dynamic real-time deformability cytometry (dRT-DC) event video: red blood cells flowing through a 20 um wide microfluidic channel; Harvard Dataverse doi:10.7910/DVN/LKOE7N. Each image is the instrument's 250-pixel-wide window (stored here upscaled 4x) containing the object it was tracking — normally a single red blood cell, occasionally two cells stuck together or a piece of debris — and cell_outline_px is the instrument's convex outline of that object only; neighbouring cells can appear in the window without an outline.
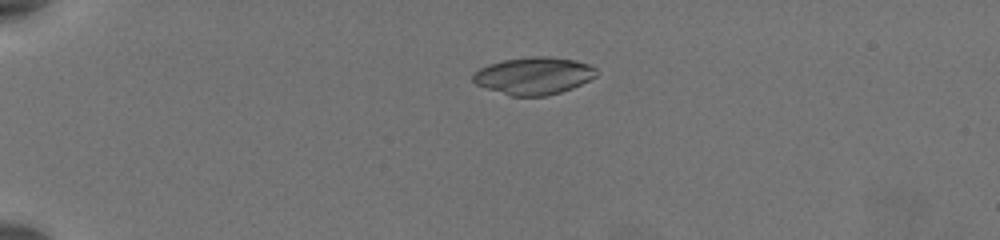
{"species": "common noctule bat (a hibernating species)", "species_latin": "Nyctalus noctula", "temperature_condition": "warm", "stored_images_in_passage": 54, "camera_frame_rate_fps": 3000, "um_per_image_px": 0.085, "animal": {"sex": "female", "body_mass_g": 19.5, "forearm_length_mm": 54.1}, "frame": {"image": 1, "passage_image": 13, "time_ms": 4.0, "image_size_px": [1000, 240], "cell_outline_px": [[596, 76], [572, 88], [560, 92], [544, 96], [512, 96], [476, 84], [472, 80], [472, 76], [480, 68], [488, 64], [504, 60], [532, 56], [548, 56], [576, 60], [588, 64], [596, 68]], "centroid_in_image_um": [45.37, 6.43], "position_along_channel_um": 39.6, "area_um2": 26.59}}
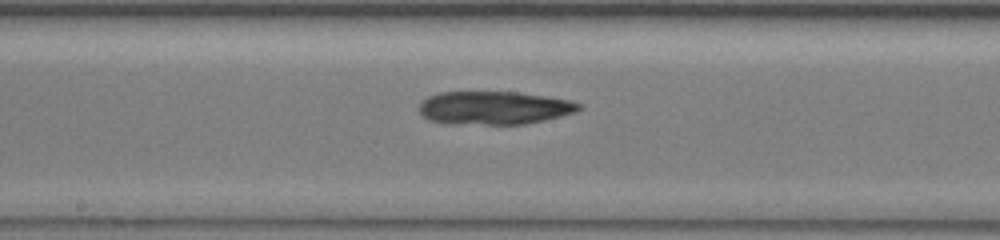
{"frame": {"image": 2, "passage_image": 31, "time_ms": 10.0, "image_size_px": [1000, 240], "cell_outline_px": [[580, 108], [576, 112], [544, 120], [524, 124], [444, 124], [428, 120], [420, 112], [420, 104], [428, 96], [440, 92], [520, 92], [568, 100], [580, 104]], "centroid_in_image_um": [41.96, 9.17], "position_along_channel_um": 206.2, "area_um2": 30.87}}
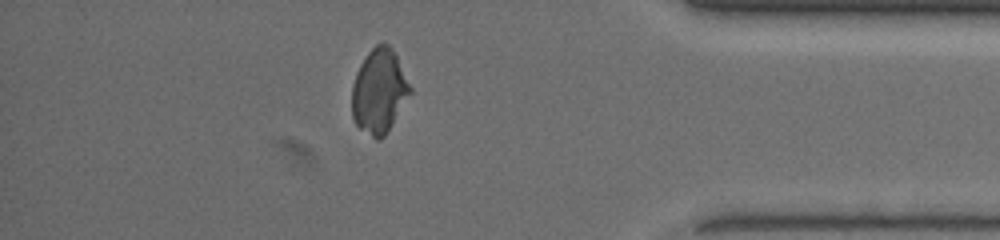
{"frame": {"image": 3, "passage_image": 48, "time_ms": 15.667, "image_size_px": [1000, 240], "cell_outline_px": [[412, 92], [384, 136], [380, 140], [376, 140], [360, 128], [356, 124], [352, 116], [352, 84], [356, 72], [360, 64], [368, 52], [380, 40], [388, 44], [392, 48], [412, 88]], "centroid_in_image_um": [32.22, 7.73], "position_along_channel_um": 403.0, "area_um2": 28.55}, "authors_computed_cell_mechanics": {"area_um2": 29.189, "velocity_mm_per_s": 3.8873, "shape_relaxation_time_tau1_ms": 5.2711, "shape_relaxation_time_tau2_ms": 5.1652, "deformation_change_tau1": 0.2189, "deformation_change_tau2": 0.1221}}